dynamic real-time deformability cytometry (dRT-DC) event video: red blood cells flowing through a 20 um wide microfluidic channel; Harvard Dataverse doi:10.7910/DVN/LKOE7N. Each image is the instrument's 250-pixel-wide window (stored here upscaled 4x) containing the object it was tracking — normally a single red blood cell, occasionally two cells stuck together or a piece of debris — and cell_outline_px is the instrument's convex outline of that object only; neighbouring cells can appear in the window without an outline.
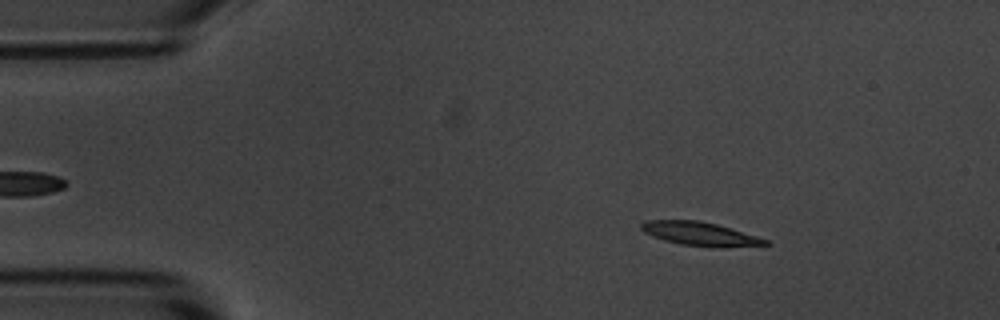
{"species": "common noctule bat (a hibernating species)", "species_latin": "Nyctalus noctula", "temperature_condition": "room temperature", "stored_images_in_passage": 55, "camera_frame_rate_fps": 3000, "um_per_image_px": 0.085, "animal": {"sex": "male", "body_mass_g": 20.1, "forearm_length_mm": 53.5}, "frame": {"image": 1, "passage_image": 8, "time_ms": 2.333, "image_size_px": [1000, 320], "cell_outline_px": [[772, 244], [724, 248], [680, 244], [664, 240], [652, 236], [644, 232], [640, 228], [640, 224], [644, 220], [700, 220], [716, 224], [756, 236], [768, 240]], "centroid_in_image_um": [59.49, 19.88], "position_along_channel_um": 25.5, "area_um2": 17.11}}
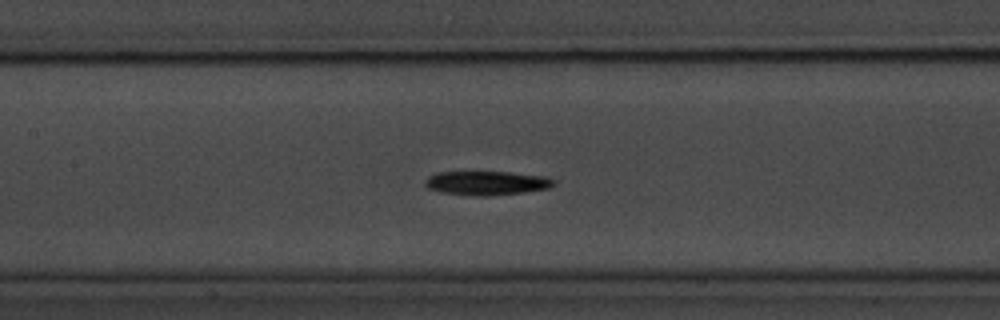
{"frame": {"image": 2, "passage_image": 25, "time_ms": 8.0, "image_size_px": [1000, 320], "cell_outline_px": [[556, 184], [548, 188], [524, 192], [488, 196], [472, 196], [440, 192], [428, 188], [424, 184], [424, 180], [428, 176], [436, 172], [508, 172], [544, 176], [556, 180]], "centroid_in_image_um": [41.34, 15.56], "position_along_channel_um": 166.1, "area_um2": 18.15}}
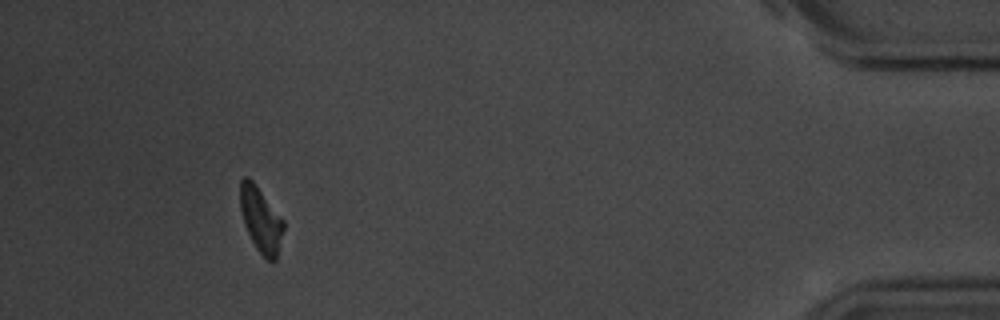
{"frame": {"image": 3, "passage_image": 51, "time_ms": 16.667, "image_size_px": [1000, 320], "cell_outline_px": [[284, 228], [276, 260], [272, 264], [256, 248], [244, 224], [240, 208], [240, 180], [244, 176], [248, 176], [252, 180], [284, 220]], "centroid_in_image_um": [22.17, 18.67], "position_along_channel_um": 413.0, "area_um2": 16.36}, "authors_computed_cell_mechanics": {"area_um2": 17.629, "velocity_mm_per_s": 3.585, "shape_relaxation_time_tau1_ms": 3.69, "shape_relaxation_time_tau2_ms": null, "deformation_change_tau1": 0.1507, "deformation_change_tau2": null}}